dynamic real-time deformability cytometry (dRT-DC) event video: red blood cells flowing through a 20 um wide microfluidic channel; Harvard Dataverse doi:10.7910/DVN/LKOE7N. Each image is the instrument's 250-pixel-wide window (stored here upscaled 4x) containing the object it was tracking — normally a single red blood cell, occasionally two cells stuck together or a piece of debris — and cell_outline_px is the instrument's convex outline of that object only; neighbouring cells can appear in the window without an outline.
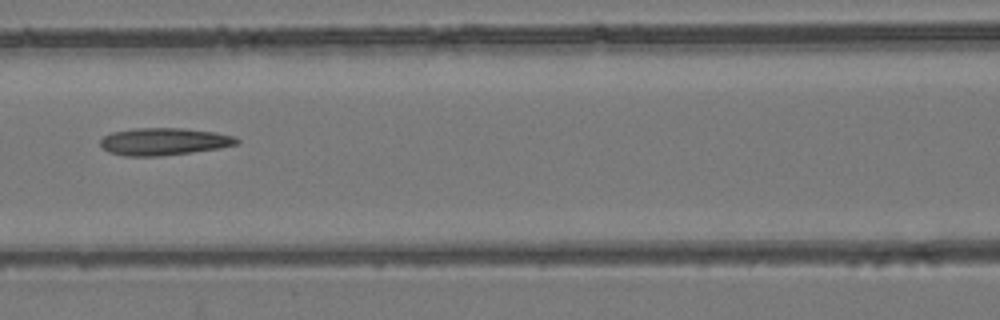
{"species": "common noctule bat (a hibernating species)", "species_latin": "Nyctalus noctula", "temperature_condition": "room temperature", "stored_images_in_passage": 7, "camera_frame_rate_fps": 3000, "um_per_image_px": 0.085, "animal": {"sex": "female", "body_mass_g": 24.6, "forearm_length_mm": 56.2}, "frame": {"image": 1, "passage_image": 7, "time_ms": 7.0, "image_size_px": [1000, 320], "cell_outline_px": [[240, 140], [236, 144], [220, 148], [160, 156], [124, 156], [108, 152], [100, 144], [100, 140], [104, 136], [112, 132], [136, 128], [184, 128], [216, 132], [232, 136]], "centroid_in_image_um": [13.91, 12.03], "position_along_channel_um": 152.7, "area_um2": 21.62}}